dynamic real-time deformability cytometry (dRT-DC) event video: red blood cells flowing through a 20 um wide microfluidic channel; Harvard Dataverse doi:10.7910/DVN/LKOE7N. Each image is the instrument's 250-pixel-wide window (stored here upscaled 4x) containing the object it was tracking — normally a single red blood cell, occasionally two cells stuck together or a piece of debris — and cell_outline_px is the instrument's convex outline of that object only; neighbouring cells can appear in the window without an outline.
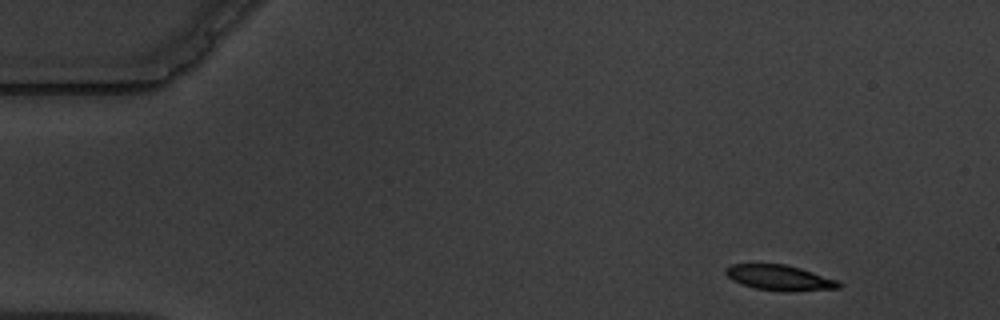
{"species": "common noctule bat (a hibernating species)", "species_latin": "Nyctalus noctula", "temperature_condition": "warm", "stored_images_in_passage": 10, "camera_frame_rate_fps": 3000, "um_per_image_px": 0.085, "animal": {"sex": "male", "body_mass_g": 19.5, "forearm_length_mm": 54.6}, "frame": {"image": 1, "passage_image": 1, "time_ms": 0.0, "image_size_px": [1000, 320], "cell_outline_px": [[844, 284], [840, 288], [756, 288], [732, 280], [724, 272], [724, 268], [732, 264], [784, 264], [800, 268], [840, 280]], "centroid_in_image_um": [66.23, 23.53], "position_along_channel_um": 18.8, "area_um2": 15.61}}
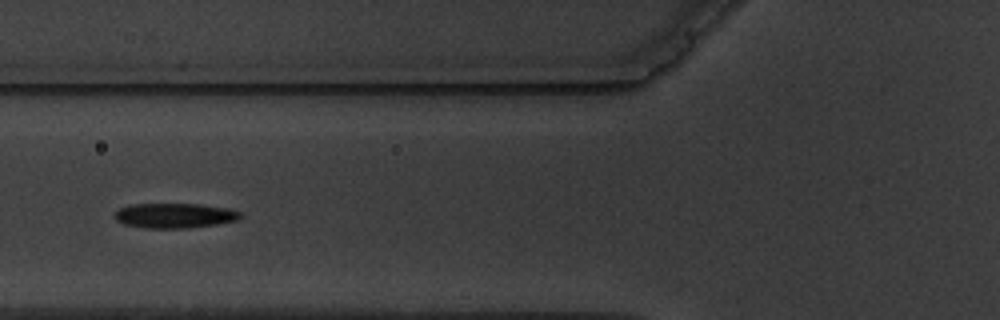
{"frame": {"image": 2, "passage_image": 5, "time_ms": 5.333, "image_size_px": [1000, 320], "cell_outline_px": [[244, 216], [236, 220], [216, 224], [188, 228], [144, 228], [124, 224], [116, 220], [112, 216], [112, 212], [128, 204], [200, 204], [228, 208], [240, 212]], "centroid_in_image_um": [14.79, 18.32], "position_along_channel_um": 111.0, "area_um2": 18.44}}
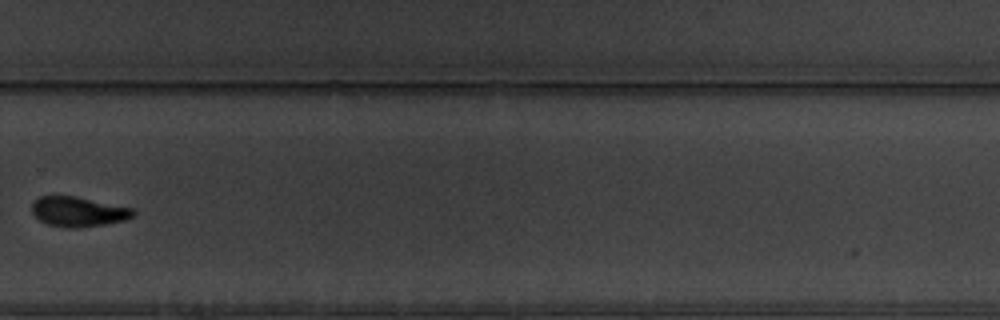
{"frame": {"image": 3, "passage_image": 10, "time_ms": 11.333, "image_size_px": [1000, 320], "cell_outline_px": [[136, 216], [124, 220], [104, 224], [76, 228], [72, 228], [48, 224], [40, 220], [32, 212], [32, 204], [40, 196], [76, 196], [132, 208], [136, 212]], "centroid_in_image_um": [6.68, 17.99], "position_along_channel_um": 323.1, "area_um2": 17.46}}